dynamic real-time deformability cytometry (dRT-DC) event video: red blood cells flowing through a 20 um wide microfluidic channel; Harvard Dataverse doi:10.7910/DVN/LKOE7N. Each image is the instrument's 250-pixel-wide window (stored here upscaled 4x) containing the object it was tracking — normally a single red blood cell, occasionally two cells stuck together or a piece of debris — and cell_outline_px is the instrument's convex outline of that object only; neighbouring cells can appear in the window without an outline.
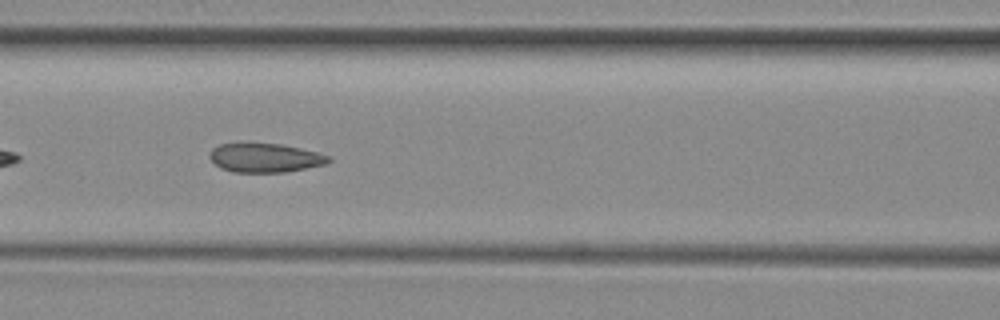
{"species": "common noctule bat (a hibernating species)", "species_latin": "Nyctalus noctula", "temperature_condition": "room temperature", "stored_images_in_passage": 13, "camera_frame_rate_fps": 3000, "um_per_image_px": 0.085, "animal": {"sex": "female", "body_mass_g": 29.2, "forearm_length_mm": 56.3}, "frame": {"image": 1, "passage_image": 8, "time_ms": 2.333, "image_size_px": [1000, 320], "cell_outline_px": [[332, 160], [324, 164], [284, 172], [232, 172], [220, 168], [208, 156], [212, 148], [220, 144], [280, 144], [300, 148], [332, 156]], "centroid_in_image_um": [22.52, 13.42], "position_along_channel_um": 144.1, "area_um2": 19.83}}
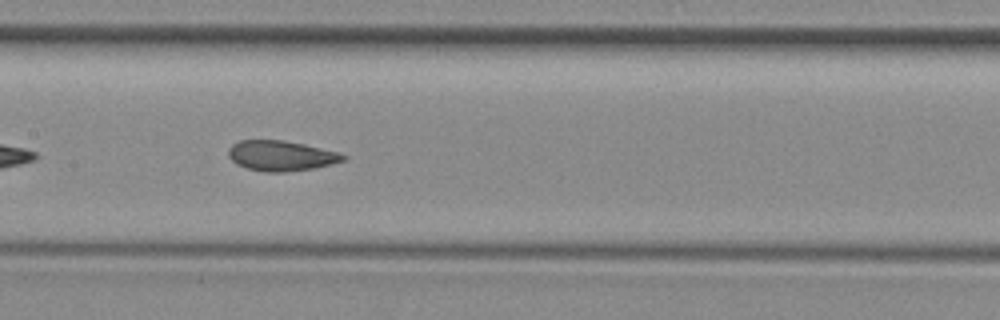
{"frame": {"image": 2, "passage_image": 11, "time_ms": 3.333, "image_size_px": [1000, 320], "cell_outline_px": [[348, 156], [344, 160], [332, 164], [316, 168], [284, 172], [264, 172], [248, 168], [236, 164], [228, 156], [228, 148], [232, 144], [240, 140], [284, 140], [304, 144], [340, 152]], "centroid_in_image_um": [23.9, 13.23], "position_along_channel_um": 183.5, "area_um2": 20.4}}